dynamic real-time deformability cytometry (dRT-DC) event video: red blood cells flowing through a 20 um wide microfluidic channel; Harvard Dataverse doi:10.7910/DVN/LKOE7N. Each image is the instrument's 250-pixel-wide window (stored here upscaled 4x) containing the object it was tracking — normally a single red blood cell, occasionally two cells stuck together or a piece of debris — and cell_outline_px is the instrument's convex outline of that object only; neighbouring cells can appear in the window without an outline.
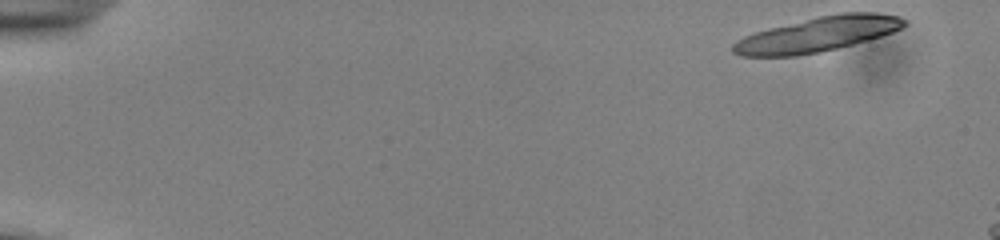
{"species": "common noctule bat (a hibernating species)", "species_latin": "Nyctalus noctula", "temperature_condition": "cold", "stored_images_in_passage": 12, "camera_frame_rate_fps": 3000, "um_per_image_px": 0.085, "animal": {"sex": "male", "body_mass_g": 13.0, "forearm_length_mm": 53.1}, "frame": {"image": 1, "passage_image": 1, "time_ms": 0.0, "image_size_px": [1000, 240], "cell_outline_px": [[908, 24], [892, 32], [868, 40], [820, 52], [796, 56], [740, 56], [732, 52], [732, 44], [736, 40], [744, 36], [768, 28], [820, 16], [840, 12], [876, 12], [896, 16], [908, 20]], "centroid_in_image_um": [69.49, 2.92], "position_along_channel_um": 15.5, "area_um2": 34.62}}